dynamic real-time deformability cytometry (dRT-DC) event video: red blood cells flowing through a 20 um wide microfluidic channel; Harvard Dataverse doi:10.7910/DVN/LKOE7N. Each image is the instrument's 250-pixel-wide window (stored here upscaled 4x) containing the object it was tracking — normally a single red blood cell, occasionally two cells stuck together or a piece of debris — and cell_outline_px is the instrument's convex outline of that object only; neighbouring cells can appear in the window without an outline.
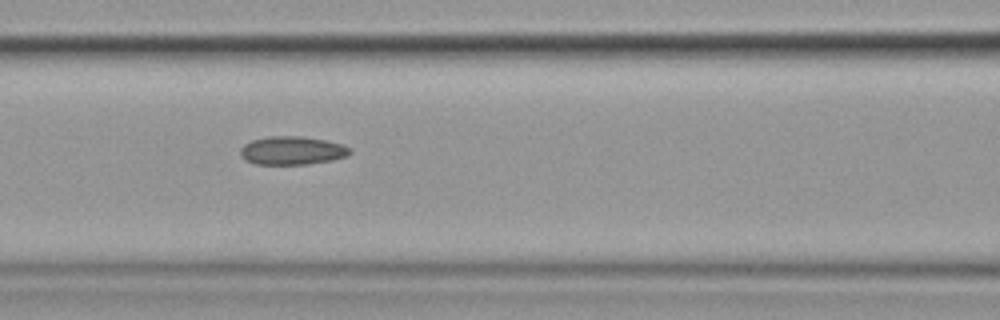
{"species": "common noctule bat (a hibernating species)", "species_latin": "Nyctalus noctula", "temperature_condition": "cold", "stored_images_in_passage": 13, "camera_frame_rate_fps": 3000, "um_per_image_px": 0.085, "animal": {"sex": "female", "body_mass_g": 19.9}, "frame": {"image": 1, "passage_image": 6, "time_ms": 6.667, "image_size_px": [1000, 320], "cell_outline_px": [[352, 152], [348, 156], [332, 160], [308, 164], [256, 164], [244, 160], [240, 156], [240, 148], [244, 144], [252, 140], [268, 136], [300, 136], [324, 140], [344, 144], [352, 148]], "centroid_in_image_um": [24.84, 12.79], "position_along_channel_um": 141.8, "area_um2": 18.32}}
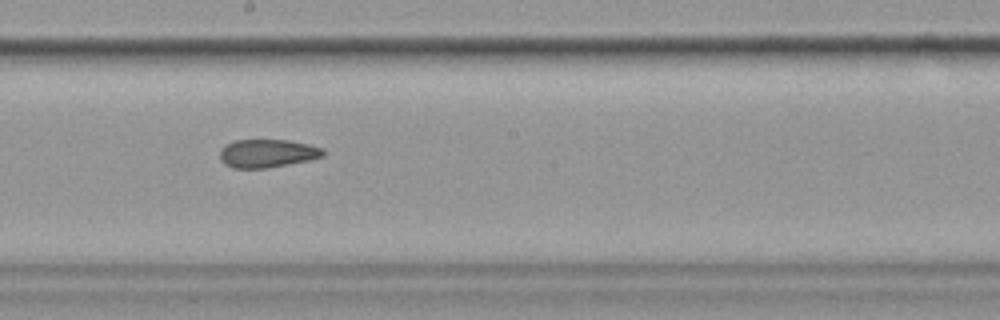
{"frame": {"image": 2, "passage_image": 8, "time_ms": 9.0, "image_size_px": [1000, 320], "cell_outline_px": [[324, 156], [308, 160], [268, 168], [232, 168], [224, 164], [220, 160], [220, 148], [224, 144], [236, 140], [288, 140], [308, 144], [324, 148]], "centroid_in_image_um": [22.69, 13.03], "position_along_channel_um": 225.5, "area_um2": 17.11}}
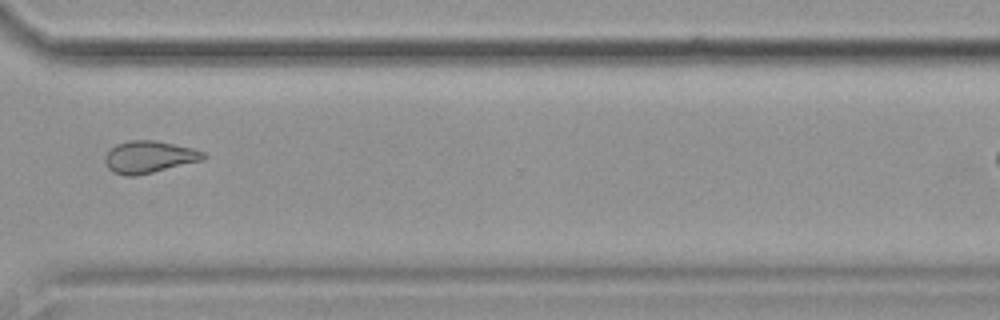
{"frame": {"image": 3, "passage_image": 11, "time_ms": 12.667, "image_size_px": [1000, 320], "cell_outline_px": [[208, 156], [204, 160], [136, 176], [128, 176], [112, 172], [108, 168], [104, 160], [104, 156], [116, 144], [132, 140], [152, 140], [192, 148], [204, 152]], "centroid_in_image_um": [12.68, 13.35], "position_along_channel_um": 357.9, "area_um2": 18.32}}